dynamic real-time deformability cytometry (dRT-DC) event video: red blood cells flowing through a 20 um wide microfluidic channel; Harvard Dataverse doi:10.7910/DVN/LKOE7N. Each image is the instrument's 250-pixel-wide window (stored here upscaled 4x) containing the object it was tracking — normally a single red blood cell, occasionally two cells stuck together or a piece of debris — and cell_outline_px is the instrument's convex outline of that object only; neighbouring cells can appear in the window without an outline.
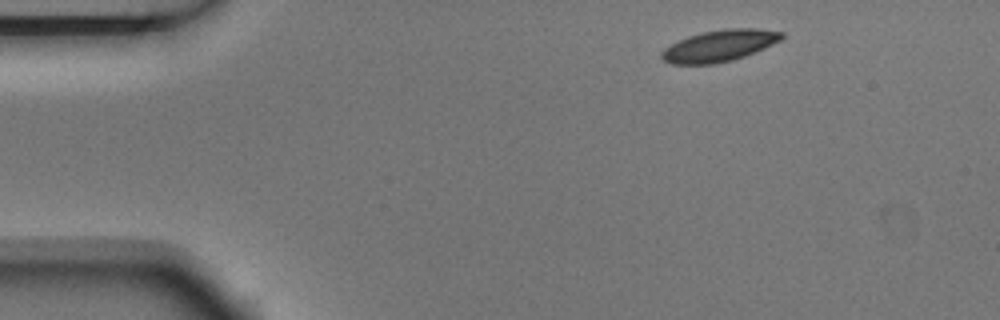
{"species": "Egyptian fruit bat (a non-hibernating species)", "species_latin": "Rousettus aegyptiacus", "temperature_condition": "room temperature", "stored_images_in_passage": 2, "camera_frame_rate_fps": 3000, "um_per_image_px": 0.085, "animal": {"sex": "male"}, "frame": {"image": 1, "passage_image": 1, "time_ms": 0.0, "image_size_px": [1000, 320], "cell_outline_px": [[784, 36], [780, 40], [756, 52], [732, 60], [712, 64], [672, 64], [664, 60], [660, 56], [660, 52], [664, 48], [688, 36], [704, 32], [724, 28], [760, 28], [784, 32]], "centroid_in_image_um": [61.17, 3.88], "position_along_channel_um": 23.8, "area_um2": 22.02}}